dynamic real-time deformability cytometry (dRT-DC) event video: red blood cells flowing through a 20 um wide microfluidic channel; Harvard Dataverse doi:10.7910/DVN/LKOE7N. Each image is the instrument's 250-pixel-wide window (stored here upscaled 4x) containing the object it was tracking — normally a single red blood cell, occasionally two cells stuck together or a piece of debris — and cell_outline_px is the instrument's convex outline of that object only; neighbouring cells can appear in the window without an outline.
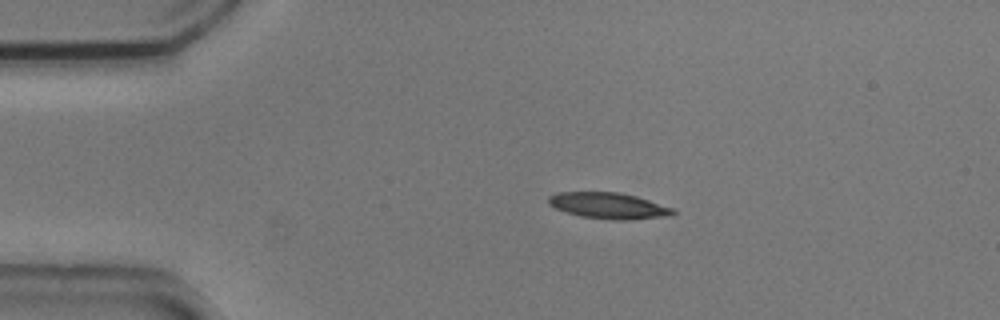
{"species": "common noctule bat (a hibernating species)", "species_latin": "Nyctalus noctula", "temperature_condition": "cold", "stored_images_in_passage": 7, "camera_frame_rate_fps": 3000, "um_per_image_px": 0.085, "animal": {"sex": "male", "body_mass_g": 20.5, "forearm_length_mm": 52.5}, "frame": {"image": 1, "passage_image": 3, "time_ms": 0.667, "image_size_px": [1000, 320], "cell_outline_px": [[676, 212], [672, 216], [624, 220], [620, 220], [580, 216], [556, 208], [548, 204], [548, 196], [556, 192], [620, 192], [636, 196], [672, 208]], "centroid_in_image_um": [51.72, 17.47], "position_along_channel_um": 33.3, "area_um2": 18.79}}
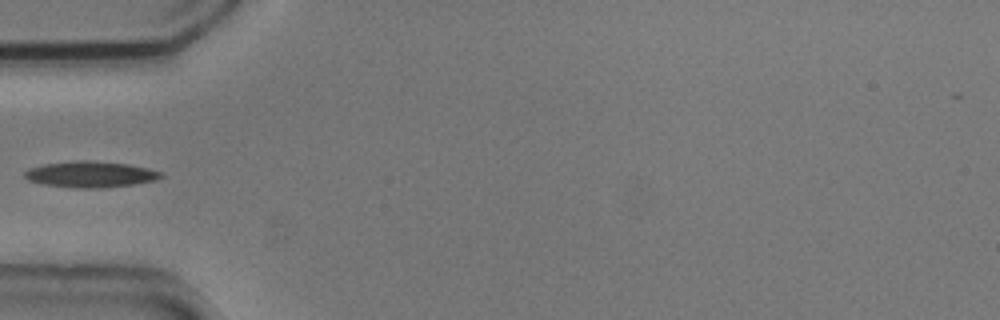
{"frame": {"image": 2, "passage_image": 5, "time_ms": 1.333, "image_size_px": [1000, 320], "cell_outline_px": [[164, 176], [156, 180], [132, 184], [104, 188], [76, 188], [44, 184], [28, 180], [24, 176], [24, 172], [32, 168], [44, 164], [76, 160], [88, 160], [128, 164], [148, 168], [164, 172]], "centroid_in_image_um": [7.74, 14.82], "position_along_channel_um": 77.3, "area_um2": 20.69}}